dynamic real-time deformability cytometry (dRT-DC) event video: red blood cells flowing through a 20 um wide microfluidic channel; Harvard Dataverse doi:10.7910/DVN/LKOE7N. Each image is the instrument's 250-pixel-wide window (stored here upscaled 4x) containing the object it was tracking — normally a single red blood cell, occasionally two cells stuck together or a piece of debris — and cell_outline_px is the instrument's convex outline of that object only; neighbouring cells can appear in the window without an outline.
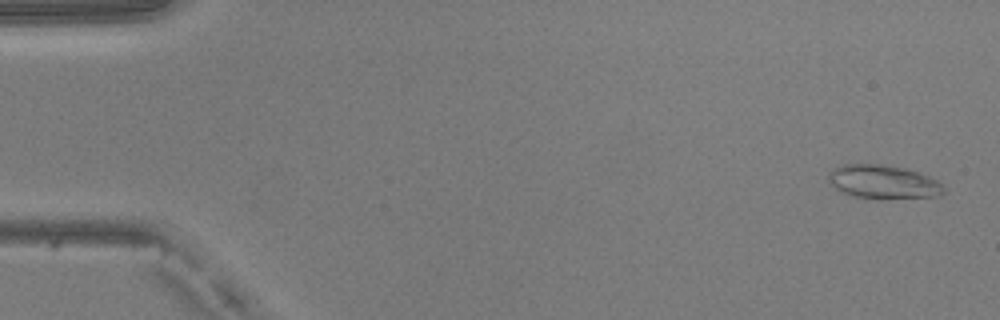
{"species": "common noctule bat (a hibernating species)", "species_latin": "Nyctalus noctula", "temperature_condition": "warm", "stored_images_in_passage": 50, "camera_frame_rate_fps": 3000, "um_per_image_px": 0.085, "animal": {"sex": "male", "body_mass_g": 20.5, "forearm_length_mm": 52.5}, "frame": {"image": 1, "passage_image": 2, "time_ms": 0.333, "image_size_px": [1000, 320], "cell_outline_px": [[944, 192], [940, 196], [852, 196], [840, 192], [828, 180], [828, 172], [844, 164], [880, 164], [904, 168], [928, 176], [944, 184]], "centroid_in_image_um": [75.05, 15.42], "position_along_channel_um": 10.0, "area_um2": 21.68}}
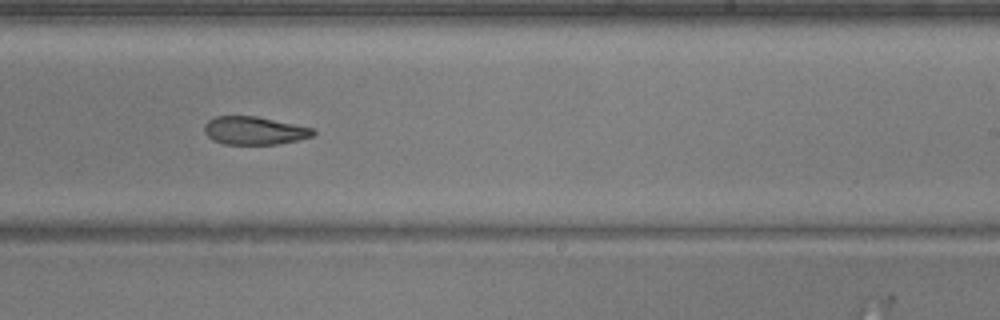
{"frame": {"image": 2, "passage_image": 31, "time_ms": 10.0, "image_size_px": [1000, 320], "cell_outline_px": [[316, 132], [312, 136], [296, 140], [276, 144], [224, 144], [212, 140], [204, 132], [204, 124], [208, 120], [216, 116], [256, 116], [312, 128]], "centroid_in_image_um": [21.56, 11.1], "position_along_channel_um": 267.4, "area_um2": 17.63}}
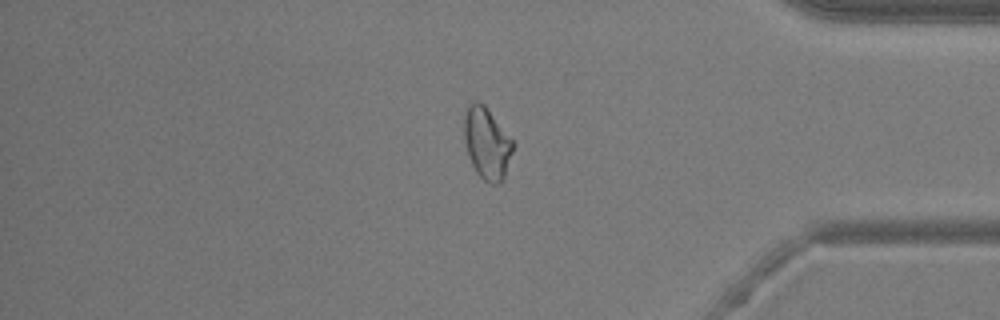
{"frame": {"image": 3, "passage_image": 42, "time_ms": 13.667, "image_size_px": [1000, 320], "cell_outline_px": [[516, 144], [504, 176], [496, 184], [488, 184], [476, 172], [468, 156], [464, 140], [464, 116], [468, 104], [472, 100], [476, 100], [484, 104]], "centroid_in_image_um": [41.38, 12.15], "position_along_channel_um": 393.8, "area_um2": 20.52}, "authors_computed_cell_mechanics": {"area_um2": 19.9988, "velocity_mm_per_s": 4.0938, "shape_relaxation_time_tau1_ms": null, "shape_relaxation_time_tau2_ms": 5.3893, "deformation_change_tau1": null, "deformation_change_tau2": 0.1304}}